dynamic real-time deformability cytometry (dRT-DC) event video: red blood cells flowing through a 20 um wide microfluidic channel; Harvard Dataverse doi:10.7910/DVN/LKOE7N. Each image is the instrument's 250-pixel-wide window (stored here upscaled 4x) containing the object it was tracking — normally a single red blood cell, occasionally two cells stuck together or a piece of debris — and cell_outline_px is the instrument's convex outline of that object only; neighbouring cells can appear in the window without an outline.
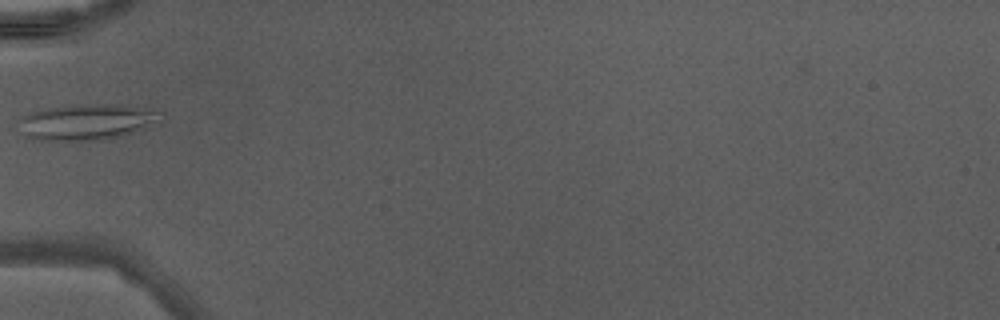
{"species": "Egyptian fruit bat (a non-hibernating species)", "species_latin": "Rousettus aegyptiacus", "temperature_condition": "warm", "stored_images_in_passage": 25, "camera_frame_rate_fps": 3000, "um_per_image_px": 0.085, "animal": {"sex": "male"}, "frame": {"image": 1, "passage_image": 1, "time_ms": 0.0, "image_size_px": [1000, 320], "cell_outline_px": [[164, 112], [144, 128], [120, 136], [100, 140], [32, 140], [24, 136], [12, 124], [12, 120], [32, 112], [44, 108], [120, 104]], "centroid_in_image_um": [7.16, 10.39], "position_along_channel_um": 77.8, "area_um2": 29.36}}